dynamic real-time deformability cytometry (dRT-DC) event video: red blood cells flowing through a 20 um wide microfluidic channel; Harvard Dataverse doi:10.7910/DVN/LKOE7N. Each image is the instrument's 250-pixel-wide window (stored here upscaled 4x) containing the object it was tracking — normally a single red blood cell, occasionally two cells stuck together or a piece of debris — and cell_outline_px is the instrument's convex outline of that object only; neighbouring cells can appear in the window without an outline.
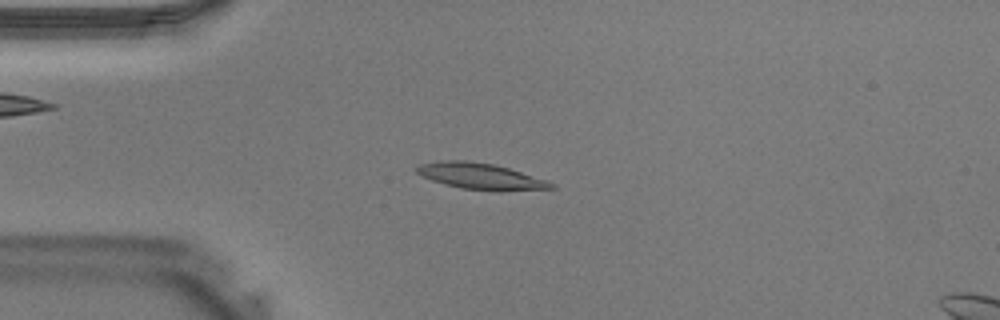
{"species": "Egyptian fruit bat (a non-hibernating species)", "species_latin": "Rousettus aegyptiacus", "temperature_condition": "warm", "stored_images_in_passage": 39, "camera_frame_rate_fps": 3000, "um_per_image_px": 0.085, "animal": {"sex": "male"}, "frame": {"image": 1, "passage_image": 9, "time_ms": 2.667, "image_size_px": [1000, 320], "cell_outline_px": [[556, 188], [500, 192], [460, 188], [444, 184], [432, 180], [416, 172], [412, 168], [416, 164], [440, 160], [468, 160], [496, 164], [548, 180], [556, 184]], "centroid_in_image_um": [40.86, 14.98], "position_along_channel_um": 44.1, "area_um2": 21.15}}
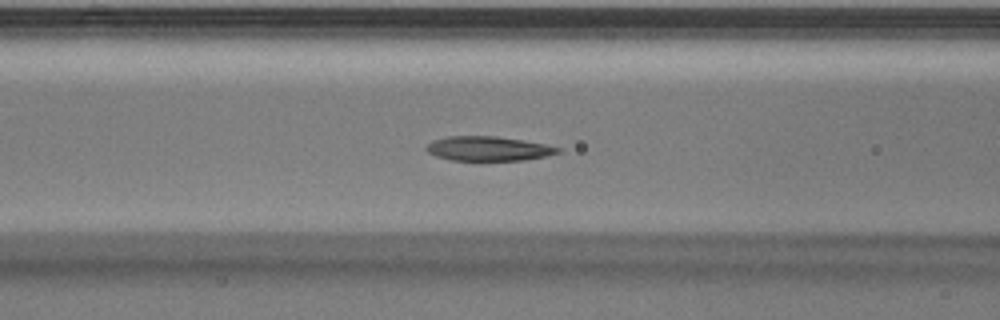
{"frame": {"image": 2, "passage_image": 15, "time_ms": 4.667, "image_size_px": [1000, 320], "cell_outline_px": [[560, 152], [544, 156], [524, 160], [452, 160], [436, 156], [428, 152], [424, 148], [432, 140], [448, 136], [496, 136], [544, 144], [560, 148]], "centroid_in_image_um": [41.45, 12.63], "position_along_channel_um": 125.2, "area_um2": 18.5}}
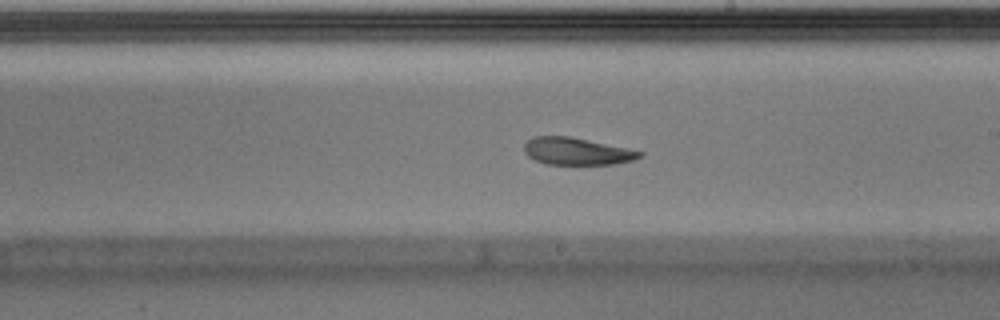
{"frame": {"image": 3, "passage_image": 22, "time_ms": 7.0, "image_size_px": [1000, 320], "cell_outline_px": [[644, 156], [632, 160], [616, 164], [548, 164], [536, 160], [528, 156], [524, 152], [524, 144], [532, 136], [568, 136], [628, 148], [644, 152]], "centroid_in_image_um": [49.04, 12.86], "position_along_channel_um": 240.0, "area_um2": 18.26}}